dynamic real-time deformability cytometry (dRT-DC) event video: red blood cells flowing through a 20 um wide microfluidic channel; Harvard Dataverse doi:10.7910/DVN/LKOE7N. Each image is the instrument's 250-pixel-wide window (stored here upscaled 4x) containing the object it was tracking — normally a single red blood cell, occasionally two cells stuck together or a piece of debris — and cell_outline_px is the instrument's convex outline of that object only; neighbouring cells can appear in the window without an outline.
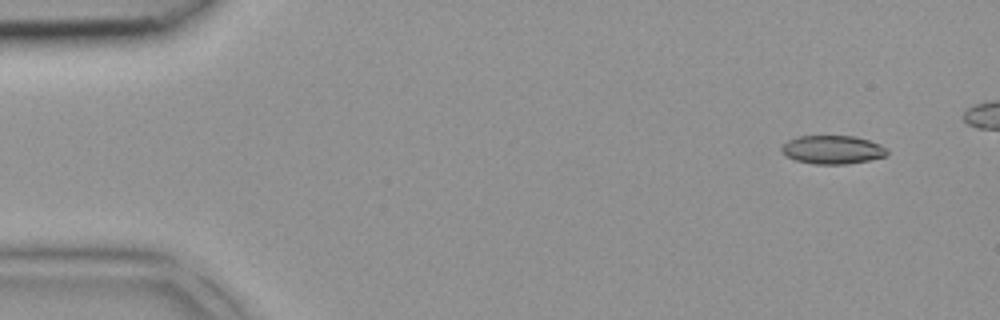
{"species": "common noctule bat (a hibernating species)", "species_latin": "Nyctalus noctula", "temperature_condition": "room temperature", "stored_images_in_passage": 3, "camera_frame_rate_fps": 3000, "um_per_image_px": 0.085, "animal": {"sex": "female", "body_mass_g": 18.4}, "frame": {"image": 1, "passage_image": 1, "time_ms": 0.0, "image_size_px": [1000, 320], "cell_outline_px": [[888, 156], [868, 160], [844, 164], [816, 164], [796, 160], [784, 156], [780, 148], [788, 140], [796, 136], [852, 136], [868, 140], [880, 144], [888, 152]], "centroid_in_image_um": [70.73, 12.72], "position_along_channel_um": 14.3, "area_um2": 17.46}}